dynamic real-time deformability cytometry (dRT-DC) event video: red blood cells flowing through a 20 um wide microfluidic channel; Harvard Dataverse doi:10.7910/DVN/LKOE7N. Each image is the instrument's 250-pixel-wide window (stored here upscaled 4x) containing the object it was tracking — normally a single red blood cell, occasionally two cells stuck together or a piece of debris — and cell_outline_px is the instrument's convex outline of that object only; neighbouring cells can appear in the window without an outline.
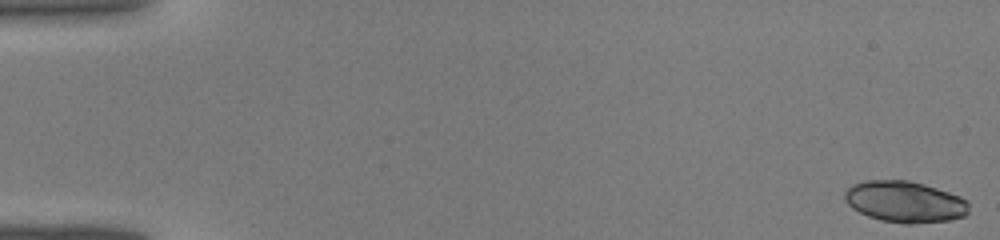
{"species": "common noctule bat (a hibernating species)", "species_latin": "Nyctalus noctula", "temperature_condition": "warm", "stored_images_in_passage": 43, "camera_frame_rate_fps": 3000, "um_per_image_px": 0.085, "animal": {"sex": "male", "body_mass_g": 19.0, "forearm_length_mm": 50.8}, "frame": {"image": 1, "passage_image": 1, "time_ms": 0.0, "image_size_px": [1000, 240], "cell_outline_px": [[968, 212], [964, 216], [948, 220], [908, 224], [904, 224], [880, 220], [868, 216], [852, 208], [844, 200], [844, 192], [852, 184], [864, 180], [908, 180], [924, 184], [960, 196], [968, 200]], "centroid_in_image_um": [76.88, 17.14], "position_along_channel_um": 8.1, "area_um2": 29.94}}